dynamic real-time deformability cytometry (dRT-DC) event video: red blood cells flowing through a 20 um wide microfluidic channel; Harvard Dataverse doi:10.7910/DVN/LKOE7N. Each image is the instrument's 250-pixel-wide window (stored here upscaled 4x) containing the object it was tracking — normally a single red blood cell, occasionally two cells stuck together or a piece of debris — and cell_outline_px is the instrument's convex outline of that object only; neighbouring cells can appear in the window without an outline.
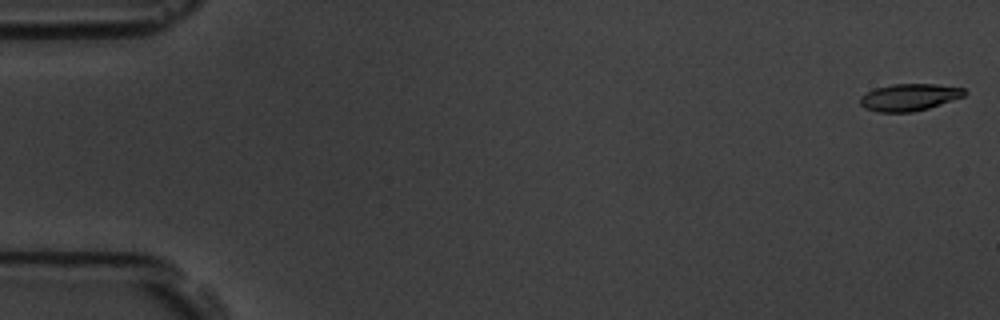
{"species": "common noctule bat (a hibernating species)", "species_latin": "Nyctalus noctula", "temperature_condition": "room temperature", "stored_images_in_passage": 56, "camera_frame_rate_fps": 3000, "um_per_image_px": 0.085, "animal": {"sex": "male", "body_mass_g": 19.5, "forearm_length_mm": 54.6}, "frame": {"image": 1, "passage_image": 1, "time_ms": 0.0, "image_size_px": [1000, 320], "cell_outline_px": [[968, 92], [964, 96], [928, 108], [912, 112], [880, 112], [864, 108], [860, 104], [860, 96], [876, 88], [892, 84], [936, 84], [964, 88]], "centroid_in_image_um": [77.29, 8.26], "position_along_channel_um": 7.7, "area_um2": 16.36}}
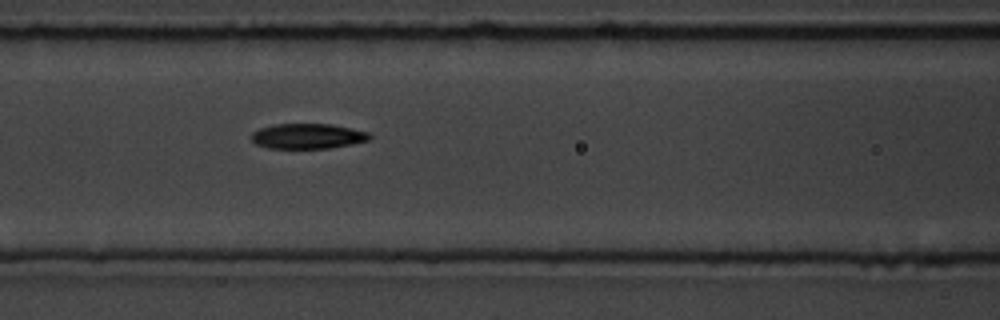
{"frame": {"image": 2, "passage_image": 24, "time_ms": 7.667, "image_size_px": [1000, 320], "cell_outline_px": [[372, 136], [368, 140], [352, 144], [328, 148], [268, 148], [256, 144], [252, 140], [252, 132], [260, 128], [272, 124], [332, 124], [368, 132]], "centroid_in_image_um": [26.14, 11.57], "position_along_channel_um": 140.5, "area_um2": 17.28}}
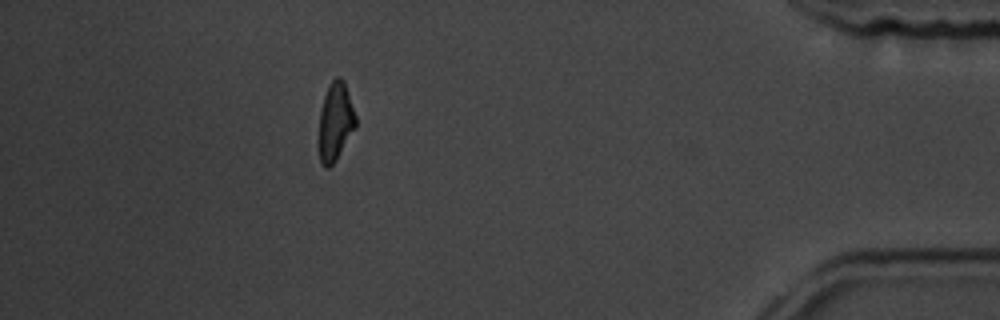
{"frame": {"image": 3, "passage_image": 50, "time_ms": 16.333, "image_size_px": [1000, 320], "cell_outline_px": [[356, 128], [336, 160], [328, 168], [324, 168], [320, 160], [320, 112], [324, 96], [332, 80], [336, 76], [340, 76], [344, 80], [356, 116]], "centroid_in_image_um": [28.54, 10.34], "position_along_channel_um": 406.7, "area_um2": 16.59}, "authors_computed_cell_mechanics": {"area_um2": 17.6579, "velocity_mm_per_s": 3.6593, "shape_relaxation_time_tau1_ms": 3.6727, "shape_relaxation_time_tau2_ms": 5.9166, "deformation_change_tau1": 0.1508, "deformation_change_tau2": 0.131}}